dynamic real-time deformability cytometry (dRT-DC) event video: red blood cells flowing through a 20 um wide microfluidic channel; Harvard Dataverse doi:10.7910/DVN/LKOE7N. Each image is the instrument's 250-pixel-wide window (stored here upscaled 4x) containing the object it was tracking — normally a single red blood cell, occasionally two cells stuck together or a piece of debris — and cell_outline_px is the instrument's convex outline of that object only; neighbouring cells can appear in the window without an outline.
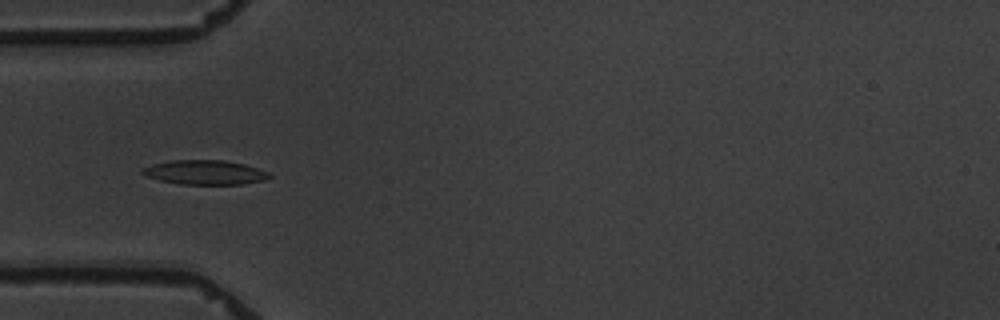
{"species": "common noctule bat (a hibernating species)", "species_latin": "Nyctalus noctula", "temperature_condition": "warm", "stored_images_in_passage": 7, "camera_frame_rate_fps": 3000, "um_per_image_px": 0.085, "animal": {"sex": "male", "body_mass_g": 19.5, "forearm_length_mm": 54.6}, "frame": {"image": 1, "passage_image": 4, "time_ms": 3.333, "image_size_px": [1000, 320], "cell_outline_px": [[272, 176], [264, 180], [240, 184], [180, 184], [160, 180], [144, 176], [140, 172], [140, 168], [152, 164], [168, 160], [224, 160], [244, 164], [268, 172]], "centroid_in_image_um": [17.34, 14.64], "position_along_channel_um": 67.7, "area_um2": 18.09}}
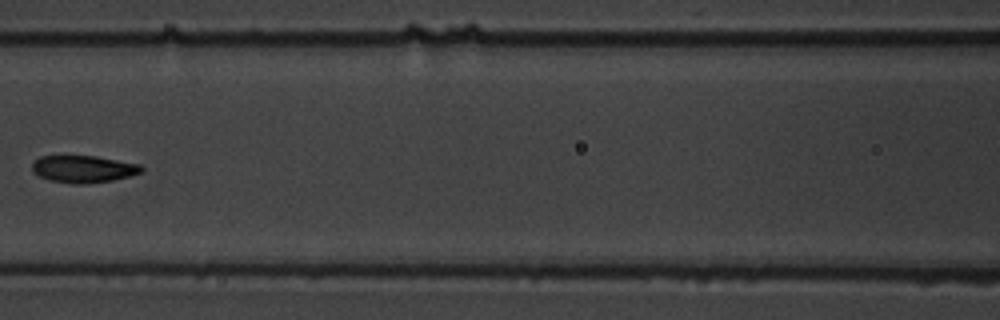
{"frame": {"image": 2, "passage_image": 6, "time_ms": 6.0, "image_size_px": [1000, 320], "cell_outline_px": [[144, 168], [140, 172], [128, 176], [112, 180], [88, 184], [72, 184], [48, 180], [32, 172], [32, 164], [40, 156], [96, 156], [140, 164]], "centroid_in_image_um": [7.06, 14.37], "position_along_channel_um": 159.5, "area_um2": 17.28}}
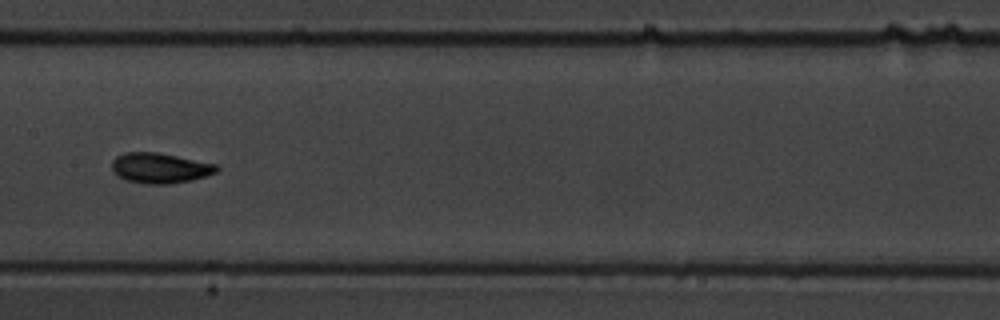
{"frame": {"image": 3, "passage_image": 7, "time_ms": 7.0, "image_size_px": [1000, 320], "cell_outline_px": [[220, 168], [216, 172], [192, 180], [168, 184], [148, 184], [124, 180], [112, 168], [112, 160], [116, 156], [124, 152], [156, 152], [216, 164]], "centroid_in_image_um": [13.59, 14.28], "position_along_channel_um": 193.8, "area_um2": 18.32}}